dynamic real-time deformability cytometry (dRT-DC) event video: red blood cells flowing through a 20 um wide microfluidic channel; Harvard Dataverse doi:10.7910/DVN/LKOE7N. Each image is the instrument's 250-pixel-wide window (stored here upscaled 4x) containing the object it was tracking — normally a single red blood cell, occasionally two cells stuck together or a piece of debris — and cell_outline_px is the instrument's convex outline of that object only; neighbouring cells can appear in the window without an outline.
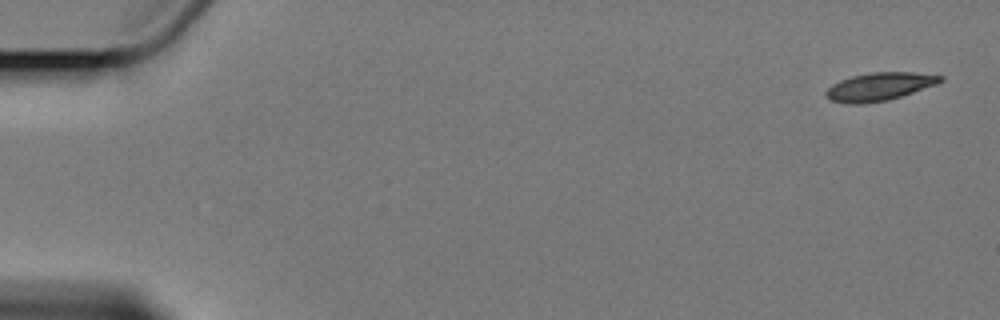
{"species": "Egyptian fruit bat (a non-hibernating species)", "species_latin": "Rousettus aegyptiacus", "temperature_condition": "cold", "stored_images_in_passage": 4, "camera_frame_rate_fps": 3000, "um_per_image_px": 0.085, "animal": {"sex": "female"}, "frame": {"image": 1, "passage_image": 1, "time_ms": 0.0, "image_size_px": [1000, 320], "cell_outline_px": [[944, 80], [936, 84], [888, 100], [860, 104], [848, 104], [828, 100], [824, 96], [824, 92], [832, 84], [840, 80], [852, 76], [872, 72], [912, 72], [944, 76]], "centroid_in_image_um": [74.69, 7.36], "position_along_channel_um": 10.3, "area_um2": 18.67}}